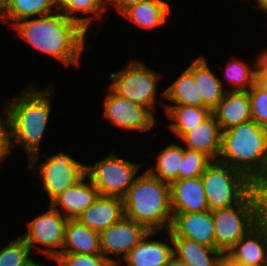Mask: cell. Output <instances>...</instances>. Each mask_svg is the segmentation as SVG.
<instances>
[{"instance_id": "6da1fadb", "label": "cell", "mask_w": 267, "mask_h": 266, "mask_svg": "<svg viewBox=\"0 0 267 266\" xmlns=\"http://www.w3.org/2000/svg\"><path fill=\"white\" fill-rule=\"evenodd\" d=\"M53 12L38 18L22 19L13 28L38 51L55 57L66 66L78 65L87 30L60 10Z\"/></svg>"}, {"instance_id": "7a4b0ae2", "label": "cell", "mask_w": 267, "mask_h": 266, "mask_svg": "<svg viewBox=\"0 0 267 266\" xmlns=\"http://www.w3.org/2000/svg\"><path fill=\"white\" fill-rule=\"evenodd\" d=\"M27 89L12 100L7 99L5 107L11 120L12 141L16 140L12 146L22 145L32 170L39 162V145L50 115L52 91L50 87L42 91Z\"/></svg>"}, {"instance_id": "3957f363", "label": "cell", "mask_w": 267, "mask_h": 266, "mask_svg": "<svg viewBox=\"0 0 267 266\" xmlns=\"http://www.w3.org/2000/svg\"><path fill=\"white\" fill-rule=\"evenodd\" d=\"M123 206L125 217L144 225L149 231L170 229L173 219L170 184L147 170L136 177L123 197Z\"/></svg>"}, {"instance_id": "277c9868", "label": "cell", "mask_w": 267, "mask_h": 266, "mask_svg": "<svg viewBox=\"0 0 267 266\" xmlns=\"http://www.w3.org/2000/svg\"><path fill=\"white\" fill-rule=\"evenodd\" d=\"M267 155V128L250 120L222 131L219 162L231 166L250 181L263 169Z\"/></svg>"}, {"instance_id": "5b68a950", "label": "cell", "mask_w": 267, "mask_h": 266, "mask_svg": "<svg viewBox=\"0 0 267 266\" xmlns=\"http://www.w3.org/2000/svg\"><path fill=\"white\" fill-rule=\"evenodd\" d=\"M201 178L210 211L233 206L251 191V181L245 175L219 161H213Z\"/></svg>"}, {"instance_id": "8992f818", "label": "cell", "mask_w": 267, "mask_h": 266, "mask_svg": "<svg viewBox=\"0 0 267 266\" xmlns=\"http://www.w3.org/2000/svg\"><path fill=\"white\" fill-rule=\"evenodd\" d=\"M215 248L223 254L256 224V203L250 191L239 203L212 211Z\"/></svg>"}, {"instance_id": "52a82bcc", "label": "cell", "mask_w": 267, "mask_h": 266, "mask_svg": "<svg viewBox=\"0 0 267 266\" xmlns=\"http://www.w3.org/2000/svg\"><path fill=\"white\" fill-rule=\"evenodd\" d=\"M109 75L112 80L109 87L115 93L155 111L157 83L161 77L158 73L140 61L133 60L121 71Z\"/></svg>"}, {"instance_id": "ba28073f", "label": "cell", "mask_w": 267, "mask_h": 266, "mask_svg": "<svg viewBox=\"0 0 267 266\" xmlns=\"http://www.w3.org/2000/svg\"><path fill=\"white\" fill-rule=\"evenodd\" d=\"M141 166V163L136 164L118 158L112 152L94 165H86V175L99 195L123 198L135 182L134 177Z\"/></svg>"}, {"instance_id": "9c48e42d", "label": "cell", "mask_w": 267, "mask_h": 266, "mask_svg": "<svg viewBox=\"0 0 267 266\" xmlns=\"http://www.w3.org/2000/svg\"><path fill=\"white\" fill-rule=\"evenodd\" d=\"M48 160L38 167L42 185L48 193L50 202L60 193L72 187L86 175V165L70 155L59 152L47 157Z\"/></svg>"}, {"instance_id": "30bf717a", "label": "cell", "mask_w": 267, "mask_h": 266, "mask_svg": "<svg viewBox=\"0 0 267 266\" xmlns=\"http://www.w3.org/2000/svg\"><path fill=\"white\" fill-rule=\"evenodd\" d=\"M67 221L68 219L60 213V210L50 205L47 212L28 222V231L21 238L30 249L36 247L37 243L48 247V249L41 248L40 251L54 259L59 254L56 248L61 249L63 246Z\"/></svg>"}, {"instance_id": "8fae6325", "label": "cell", "mask_w": 267, "mask_h": 266, "mask_svg": "<svg viewBox=\"0 0 267 266\" xmlns=\"http://www.w3.org/2000/svg\"><path fill=\"white\" fill-rule=\"evenodd\" d=\"M103 115L112 125L133 131L152 129L156 121L149 108L119 96L110 87L105 97Z\"/></svg>"}, {"instance_id": "7c38bea8", "label": "cell", "mask_w": 267, "mask_h": 266, "mask_svg": "<svg viewBox=\"0 0 267 266\" xmlns=\"http://www.w3.org/2000/svg\"><path fill=\"white\" fill-rule=\"evenodd\" d=\"M147 232L149 230L144 225L124 216L99 233L101 254L107 258L110 257L106 255L121 257V254L124 259Z\"/></svg>"}, {"instance_id": "4fadbf2b", "label": "cell", "mask_w": 267, "mask_h": 266, "mask_svg": "<svg viewBox=\"0 0 267 266\" xmlns=\"http://www.w3.org/2000/svg\"><path fill=\"white\" fill-rule=\"evenodd\" d=\"M170 231L176 236L215 248V224L212 211L172 213Z\"/></svg>"}, {"instance_id": "5bb4252c", "label": "cell", "mask_w": 267, "mask_h": 266, "mask_svg": "<svg viewBox=\"0 0 267 266\" xmlns=\"http://www.w3.org/2000/svg\"><path fill=\"white\" fill-rule=\"evenodd\" d=\"M170 205L172 213H197L209 210L201 176L171 182Z\"/></svg>"}, {"instance_id": "9a60e30c", "label": "cell", "mask_w": 267, "mask_h": 266, "mask_svg": "<svg viewBox=\"0 0 267 266\" xmlns=\"http://www.w3.org/2000/svg\"><path fill=\"white\" fill-rule=\"evenodd\" d=\"M124 217L123 198L99 195L77 218L81 224L100 233Z\"/></svg>"}, {"instance_id": "2e32d148", "label": "cell", "mask_w": 267, "mask_h": 266, "mask_svg": "<svg viewBox=\"0 0 267 266\" xmlns=\"http://www.w3.org/2000/svg\"><path fill=\"white\" fill-rule=\"evenodd\" d=\"M180 139L184 141L186 148L200 151L213 161L218 160L221 150L222 130L213 113Z\"/></svg>"}, {"instance_id": "e0dca14e", "label": "cell", "mask_w": 267, "mask_h": 266, "mask_svg": "<svg viewBox=\"0 0 267 266\" xmlns=\"http://www.w3.org/2000/svg\"><path fill=\"white\" fill-rule=\"evenodd\" d=\"M212 113L222 131L252 120L249 91H227Z\"/></svg>"}, {"instance_id": "ac0fdd59", "label": "cell", "mask_w": 267, "mask_h": 266, "mask_svg": "<svg viewBox=\"0 0 267 266\" xmlns=\"http://www.w3.org/2000/svg\"><path fill=\"white\" fill-rule=\"evenodd\" d=\"M86 178L87 175L50 202V205L56 210H59L58 206H61L63 210L62 215L67 219H76L99 196L89 177V182H84Z\"/></svg>"}, {"instance_id": "d6986e66", "label": "cell", "mask_w": 267, "mask_h": 266, "mask_svg": "<svg viewBox=\"0 0 267 266\" xmlns=\"http://www.w3.org/2000/svg\"><path fill=\"white\" fill-rule=\"evenodd\" d=\"M226 255L235 262L267 264V230L256 224Z\"/></svg>"}, {"instance_id": "ffe728a7", "label": "cell", "mask_w": 267, "mask_h": 266, "mask_svg": "<svg viewBox=\"0 0 267 266\" xmlns=\"http://www.w3.org/2000/svg\"><path fill=\"white\" fill-rule=\"evenodd\" d=\"M167 234L174 247L173 254L189 263L190 266H222L224 254L220 250L186 238L176 237L170 230H167Z\"/></svg>"}, {"instance_id": "44dd1931", "label": "cell", "mask_w": 267, "mask_h": 266, "mask_svg": "<svg viewBox=\"0 0 267 266\" xmlns=\"http://www.w3.org/2000/svg\"><path fill=\"white\" fill-rule=\"evenodd\" d=\"M158 231H149L123 259L127 266H167L173 248L162 241L148 240Z\"/></svg>"}, {"instance_id": "7402d4cb", "label": "cell", "mask_w": 267, "mask_h": 266, "mask_svg": "<svg viewBox=\"0 0 267 266\" xmlns=\"http://www.w3.org/2000/svg\"><path fill=\"white\" fill-rule=\"evenodd\" d=\"M194 77L199 89V97H202V107H208L211 111L224 98L223 83L213 74L206 59L200 56L187 68Z\"/></svg>"}, {"instance_id": "603a6c76", "label": "cell", "mask_w": 267, "mask_h": 266, "mask_svg": "<svg viewBox=\"0 0 267 266\" xmlns=\"http://www.w3.org/2000/svg\"><path fill=\"white\" fill-rule=\"evenodd\" d=\"M59 253L101 254L99 233L76 219H68L65 226L64 243Z\"/></svg>"}, {"instance_id": "cb8c5ba5", "label": "cell", "mask_w": 267, "mask_h": 266, "mask_svg": "<svg viewBox=\"0 0 267 266\" xmlns=\"http://www.w3.org/2000/svg\"><path fill=\"white\" fill-rule=\"evenodd\" d=\"M170 11L168 2L163 0H144L127 8L122 15L141 28L151 29L162 25Z\"/></svg>"}, {"instance_id": "d4e9b609", "label": "cell", "mask_w": 267, "mask_h": 266, "mask_svg": "<svg viewBox=\"0 0 267 266\" xmlns=\"http://www.w3.org/2000/svg\"><path fill=\"white\" fill-rule=\"evenodd\" d=\"M53 7L57 10L56 0H5L0 6V17L14 25L22 19L50 14Z\"/></svg>"}, {"instance_id": "484cf974", "label": "cell", "mask_w": 267, "mask_h": 266, "mask_svg": "<svg viewBox=\"0 0 267 266\" xmlns=\"http://www.w3.org/2000/svg\"><path fill=\"white\" fill-rule=\"evenodd\" d=\"M167 117L174 120L169 127L173 133L181 138L193 127L204 121L212 111L208 107L189 106L183 104L164 105Z\"/></svg>"}, {"instance_id": "4316f807", "label": "cell", "mask_w": 267, "mask_h": 266, "mask_svg": "<svg viewBox=\"0 0 267 266\" xmlns=\"http://www.w3.org/2000/svg\"><path fill=\"white\" fill-rule=\"evenodd\" d=\"M163 95L175 104L202 107V97H199L197 83L188 69L163 91Z\"/></svg>"}, {"instance_id": "83f0119b", "label": "cell", "mask_w": 267, "mask_h": 266, "mask_svg": "<svg viewBox=\"0 0 267 266\" xmlns=\"http://www.w3.org/2000/svg\"><path fill=\"white\" fill-rule=\"evenodd\" d=\"M183 158L184 148L177 144H170L163 151L159 152L156 166L147 169V171L152 176L170 184L178 180V169Z\"/></svg>"}, {"instance_id": "f1b7e54d", "label": "cell", "mask_w": 267, "mask_h": 266, "mask_svg": "<svg viewBox=\"0 0 267 266\" xmlns=\"http://www.w3.org/2000/svg\"><path fill=\"white\" fill-rule=\"evenodd\" d=\"M108 0H56L57 10H60L69 19L78 22L87 31L93 16H100L105 11ZM93 13L92 16L76 17V13ZM75 13V15L73 14Z\"/></svg>"}, {"instance_id": "f546056e", "label": "cell", "mask_w": 267, "mask_h": 266, "mask_svg": "<svg viewBox=\"0 0 267 266\" xmlns=\"http://www.w3.org/2000/svg\"><path fill=\"white\" fill-rule=\"evenodd\" d=\"M231 59L225 70V79L235 88L229 91H249L257 82L256 62L251 66L233 57Z\"/></svg>"}, {"instance_id": "4dcf8cb0", "label": "cell", "mask_w": 267, "mask_h": 266, "mask_svg": "<svg viewBox=\"0 0 267 266\" xmlns=\"http://www.w3.org/2000/svg\"><path fill=\"white\" fill-rule=\"evenodd\" d=\"M213 160L206 154L184 148V158L178 169V180L202 176Z\"/></svg>"}, {"instance_id": "1f68e13d", "label": "cell", "mask_w": 267, "mask_h": 266, "mask_svg": "<svg viewBox=\"0 0 267 266\" xmlns=\"http://www.w3.org/2000/svg\"><path fill=\"white\" fill-rule=\"evenodd\" d=\"M30 251L22 238L12 240L0 250V266H26L32 260Z\"/></svg>"}, {"instance_id": "d6a6232c", "label": "cell", "mask_w": 267, "mask_h": 266, "mask_svg": "<svg viewBox=\"0 0 267 266\" xmlns=\"http://www.w3.org/2000/svg\"><path fill=\"white\" fill-rule=\"evenodd\" d=\"M60 266H119V260L104 257L102 254L86 255L77 253H59L55 258Z\"/></svg>"}, {"instance_id": "836d02e7", "label": "cell", "mask_w": 267, "mask_h": 266, "mask_svg": "<svg viewBox=\"0 0 267 266\" xmlns=\"http://www.w3.org/2000/svg\"><path fill=\"white\" fill-rule=\"evenodd\" d=\"M251 119L261 127L267 128V90L258 82L249 90Z\"/></svg>"}, {"instance_id": "e575fe53", "label": "cell", "mask_w": 267, "mask_h": 266, "mask_svg": "<svg viewBox=\"0 0 267 266\" xmlns=\"http://www.w3.org/2000/svg\"><path fill=\"white\" fill-rule=\"evenodd\" d=\"M251 191L256 203V222L267 230V179L252 180Z\"/></svg>"}, {"instance_id": "d590c367", "label": "cell", "mask_w": 267, "mask_h": 266, "mask_svg": "<svg viewBox=\"0 0 267 266\" xmlns=\"http://www.w3.org/2000/svg\"><path fill=\"white\" fill-rule=\"evenodd\" d=\"M0 116V162L3 163L4 159L9 155L12 149V134H11V120L8 111L5 107ZM4 116V118H2ZM2 119L4 121H2Z\"/></svg>"}, {"instance_id": "8d00e7d4", "label": "cell", "mask_w": 267, "mask_h": 266, "mask_svg": "<svg viewBox=\"0 0 267 266\" xmlns=\"http://www.w3.org/2000/svg\"><path fill=\"white\" fill-rule=\"evenodd\" d=\"M144 0H108V3L114 4L119 13H123L127 8L138 4Z\"/></svg>"}, {"instance_id": "74e56055", "label": "cell", "mask_w": 267, "mask_h": 266, "mask_svg": "<svg viewBox=\"0 0 267 266\" xmlns=\"http://www.w3.org/2000/svg\"><path fill=\"white\" fill-rule=\"evenodd\" d=\"M256 61L257 72H267V50H262Z\"/></svg>"}, {"instance_id": "f35d334b", "label": "cell", "mask_w": 267, "mask_h": 266, "mask_svg": "<svg viewBox=\"0 0 267 266\" xmlns=\"http://www.w3.org/2000/svg\"><path fill=\"white\" fill-rule=\"evenodd\" d=\"M222 266H267V264H253L232 261L226 254L223 256Z\"/></svg>"}, {"instance_id": "ab89813d", "label": "cell", "mask_w": 267, "mask_h": 266, "mask_svg": "<svg viewBox=\"0 0 267 266\" xmlns=\"http://www.w3.org/2000/svg\"><path fill=\"white\" fill-rule=\"evenodd\" d=\"M167 266H190V265L186 261L181 260L174 254H172L169 258Z\"/></svg>"}, {"instance_id": "60d3db41", "label": "cell", "mask_w": 267, "mask_h": 266, "mask_svg": "<svg viewBox=\"0 0 267 266\" xmlns=\"http://www.w3.org/2000/svg\"><path fill=\"white\" fill-rule=\"evenodd\" d=\"M257 82L267 90V72H257Z\"/></svg>"}, {"instance_id": "b9f144b4", "label": "cell", "mask_w": 267, "mask_h": 266, "mask_svg": "<svg viewBox=\"0 0 267 266\" xmlns=\"http://www.w3.org/2000/svg\"><path fill=\"white\" fill-rule=\"evenodd\" d=\"M257 178L267 179V155H266L265 164L263 166L262 172Z\"/></svg>"}, {"instance_id": "7bdbcfd3", "label": "cell", "mask_w": 267, "mask_h": 266, "mask_svg": "<svg viewBox=\"0 0 267 266\" xmlns=\"http://www.w3.org/2000/svg\"><path fill=\"white\" fill-rule=\"evenodd\" d=\"M259 9L267 14V0H263L262 4L259 6Z\"/></svg>"}, {"instance_id": "ee69618b", "label": "cell", "mask_w": 267, "mask_h": 266, "mask_svg": "<svg viewBox=\"0 0 267 266\" xmlns=\"http://www.w3.org/2000/svg\"><path fill=\"white\" fill-rule=\"evenodd\" d=\"M26 266H46V265L33 261L32 259Z\"/></svg>"}, {"instance_id": "f6af8a7d", "label": "cell", "mask_w": 267, "mask_h": 266, "mask_svg": "<svg viewBox=\"0 0 267 266\" xmlns=\"http://www.w3.org/2000/svg\"><path fill=\"white\" fill-rule=\"evenodd\" d=\"M256 4H258L257 6H260L263 2V0H255Z\"/></svg>"}, {"instance_id": "bcb514c9", "label": "cell", "mask_w": 267, "mask_h": 266, "mask_svg": "<svg viewBox=\"0 0 267 266\" xmlns=\"http://www.w3.org/2000/svg\"><path fill=\"white\" fill-rule=\"evenodd\" d=\"M5 0H0V6L2 5V3L4 2Z\"/></svg>"}]
</instances>
